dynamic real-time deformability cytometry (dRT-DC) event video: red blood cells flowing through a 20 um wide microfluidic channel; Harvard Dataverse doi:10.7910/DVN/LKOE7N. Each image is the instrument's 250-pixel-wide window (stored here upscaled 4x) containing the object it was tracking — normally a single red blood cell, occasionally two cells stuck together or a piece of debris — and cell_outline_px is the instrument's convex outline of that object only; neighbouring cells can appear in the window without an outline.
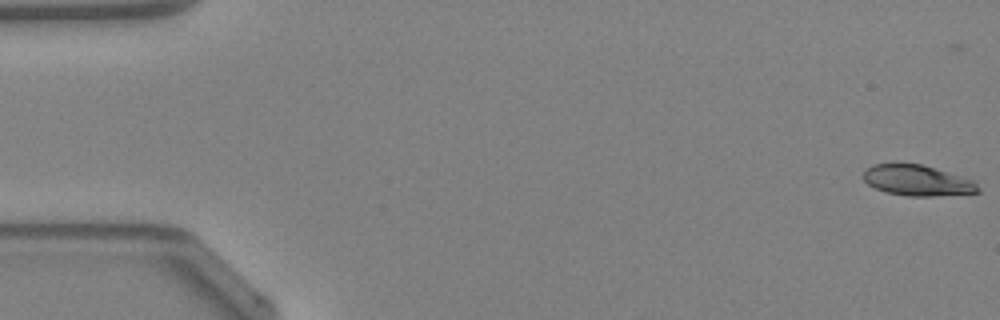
{"species": "Egyptian fruit bat (a non-hibernating species)", "species_latin": "Rousettus aegyptiacus", "temperature_condition": "warm", "stored_images_in_passage": 48, "camera_frame_rate_fps": 3000, "um_per_image_px": 0.085, "animal": {"sex": "female"}, "frame": {"image": 1, "passage_image": 2, "time_ms": 0.333, "image_size_px": [1000, 320], "cell_outline_px": [[980, 192], [932, 196], [908, 196], [888, 192], [876, 188], [868, 184], [864, 180], [864, 172], [872, 164], [896, 160], [920, 164], [976, 180], [980, 188]], "centroid_in_image_um": [77.96, 15.29], "position_along_channel_um": 7.0, "area_um2": 20.98}}
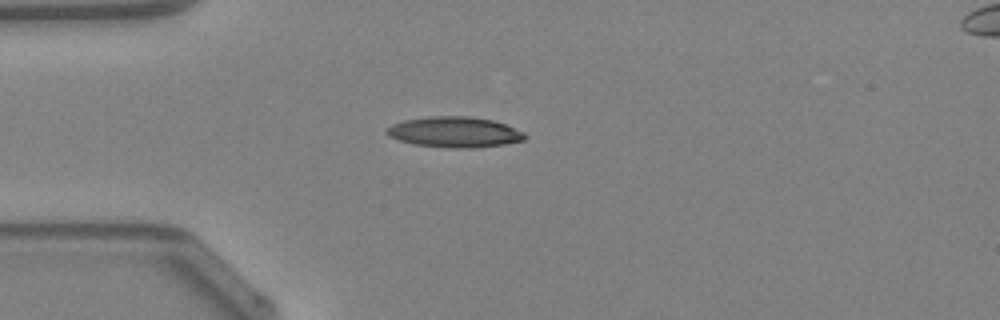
{"frame": {"image": 2, "passage_image": 13, "time_ms": 4.0, "image_size_px": [1000, 320], "cell_outline_px": [[528, 136], [524, 140], [504, 144], [476, 148], [448, 148], [412, 144], [388, 136], [384, 132], [384, 128], [392, 124], [404, 120], [428, 116], [468, 116], [492, 120], [504, 124], [524, 132]], "centroid_in_image_um": [38.6, 11.23], "position_along_channel_um": 46.4, "area_um2": 24.85}}
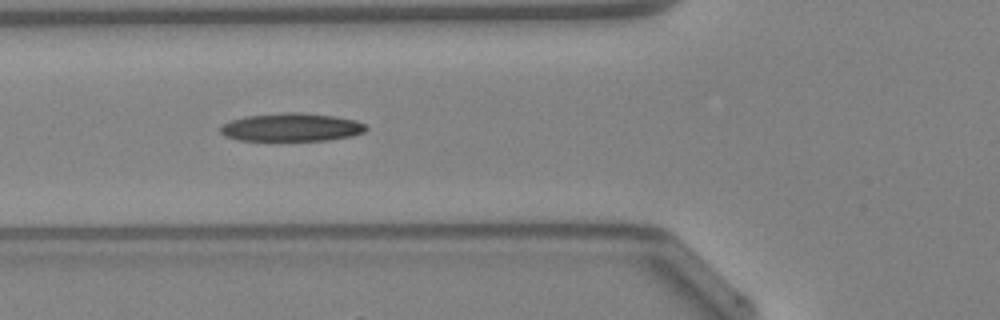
{"frame": {"image": 3, "passage_image": 18, "time_ms": 5.667, "image_size_px": [1000, 320], "cell_outline_px": [[368, 128], [364, 132], [352, 136], [328, 140], [236, 140], [224, 136], [220, 132], [220, 124], [244, 116], [288, 112], [300, 112], [332, 116], [356, 120], [364, 124]], "centroid_in_image_um": [24.74, 10.82], "position_along_channel_um": 101.1, "area_um2": 23.93}}